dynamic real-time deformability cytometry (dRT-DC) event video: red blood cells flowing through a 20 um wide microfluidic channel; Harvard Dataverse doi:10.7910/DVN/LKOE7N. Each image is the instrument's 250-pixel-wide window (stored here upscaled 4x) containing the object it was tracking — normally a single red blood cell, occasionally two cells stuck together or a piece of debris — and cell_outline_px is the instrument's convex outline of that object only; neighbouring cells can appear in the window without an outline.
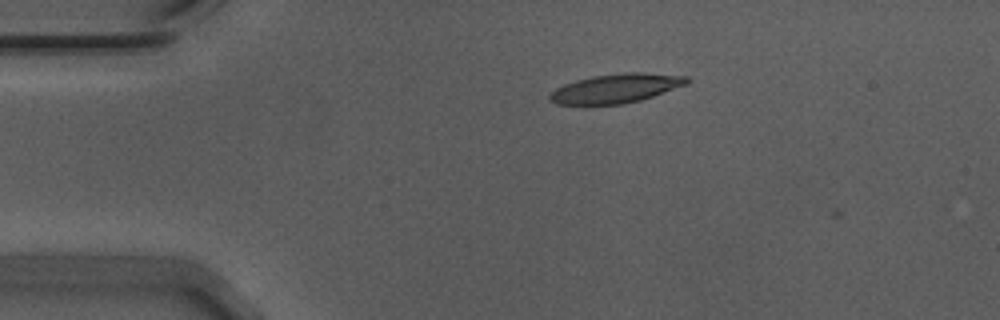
{"species": "Egyptian fruit bat (a non-hibernating species)", "species_latin": "Rousettus aegyptiacus", "temperature_condition": "warm", "stored_images_in_passage": 8, "camera_frame_rate_fps": 3000, "um_per_image_px": 0.085, "animal": {"sex": "male"}, "frame": {"image": 1, "passage_image": 7, "time_ms": 2.0, "image_size_px": [1000, 320], "cell_outline_px": [[688, 84], [640, 100], [624, 104], [556, 104], [548, 100], [548, 96], [556, 88], [564, 84], [576, 80], [592, 76], [628, 72], [644, 72], [688, 76]], "centroid_in_image_um": [52.35, 7.5], "position_along_channel_um": 32.6, "area_um2": 23.18}}